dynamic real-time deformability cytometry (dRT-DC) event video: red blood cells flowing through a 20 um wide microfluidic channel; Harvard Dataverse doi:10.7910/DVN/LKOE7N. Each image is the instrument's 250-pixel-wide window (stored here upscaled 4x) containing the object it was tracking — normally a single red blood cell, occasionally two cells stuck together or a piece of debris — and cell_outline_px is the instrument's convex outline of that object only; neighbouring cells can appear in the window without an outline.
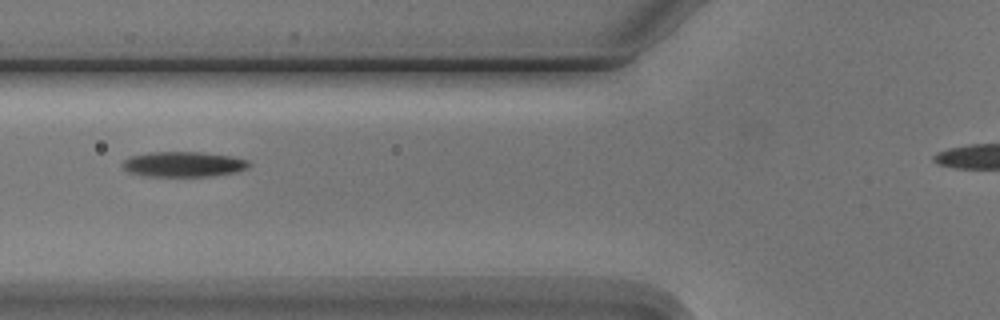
{"species": "Egyptian fruit bat (a non-hibernating species)", "species_latin": "Rousettus aegyptiacus", "temperature_condition": "cold", "stored_images_in_passage": 5, "segment_of_instrument_passage": [1, 2], "camera_frame_rate_fps": 3000, "um_per_image_px": 0.085, "animal": {"sex": "male"}, "frame": {"image": 1, "passage_image": 3, "time_ms": 2.333, "image_size_px": [1000, 320], "cell_outline_px": [[252, 164], [248, 168], [232, 172], [208, 176], [148, 176], [132, 172], [124, 168], [124, 160], [128, 156], [148, 152], [200, 152], [232, 156], [248, 160]], "centroid_in_image_um": [15.62, 13.94], "position_along_channel_um": 110.2, "area_um2": 18.38}}
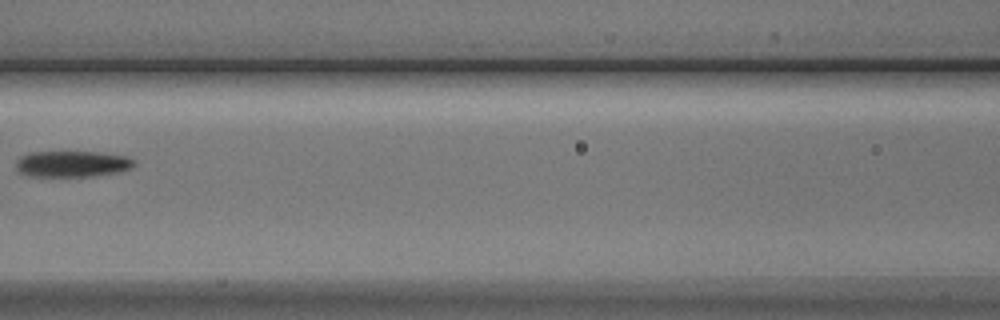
{"frame": {"image": 2, "passage_image": 4, "time_ms": 3.667, "image_size_px": [1000, 320], "cell_outline_px": [[136, 164], [132, 168], [116, 172], [92, 176], [28, 176], [20, 172], [16, 168], [16, 160], [20, 156], [28, 152], [100, 152], [124, 156], [132, 160]], "centroid_in_image_um": [6.09, 13.93], "position_along_channel_um": 160.5, "area_um2": 17.92}}